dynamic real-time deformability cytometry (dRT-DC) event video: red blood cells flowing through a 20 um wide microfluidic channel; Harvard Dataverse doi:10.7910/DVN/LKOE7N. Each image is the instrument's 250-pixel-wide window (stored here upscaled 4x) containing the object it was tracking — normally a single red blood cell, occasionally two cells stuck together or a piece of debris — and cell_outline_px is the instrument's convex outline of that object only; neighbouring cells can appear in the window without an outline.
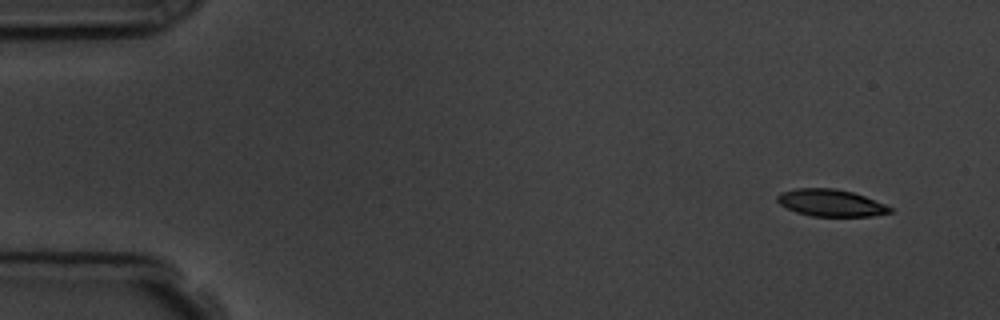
{"species": "common noctule bat (a hibernating species)", "species_latin": "Nyctalus noctula", "temperature_condition": "room temperature", "stored_images_in_passage": 5, "camera_frame_rate_fps": 3000, "um_per_image_px": 0.085, "animal": {"sex": "male", "body_mass_g": 19.5, "forearm_length_mm": 54.6}, "frame": {"image": 1, "passage_image": 1, "time_ms": 0.0, "image_size_px": [1000, 320], "cell_outline_px": [[892, 212], [872, 216], [812, 216], [796, 212], [780, 204], [776, 200], [776, 196], [780, 192], [796, 188], [836, 188], [852, 192], [864, 196], [884, 204], [892, 208]], "centroid_in_image_um": [70.59, 17.24], "position_along_channel_um": 14.4, "area_um2": 17.69}}
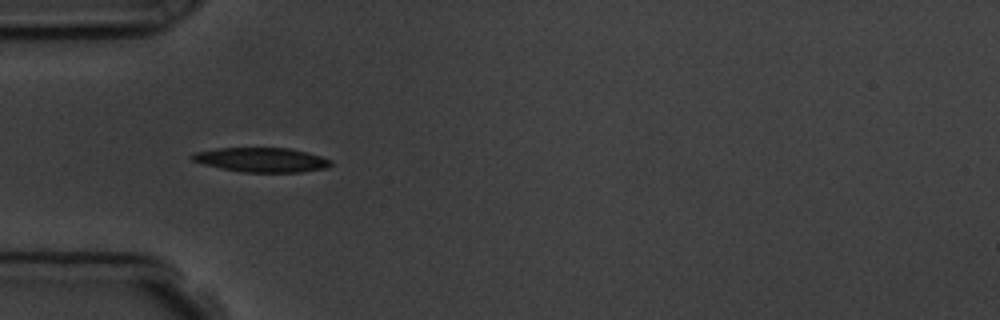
{"frame": {"image": 2, "passage_image": 4, "time_ms": 4.333, "image_size_px": [1000, 320], "cell_outline_px": [[332, 164], [324, 168], [300, 172], [244, 172], [204, 164], [192, 160], [188, 156], [192, 152], [216, 148], [288, 148], [308, 152], [332, 160]], "centroid_in_image_um": [22.2, 13.57], "position_along_channel_um": 62.8, "area_um2": 19.65}}